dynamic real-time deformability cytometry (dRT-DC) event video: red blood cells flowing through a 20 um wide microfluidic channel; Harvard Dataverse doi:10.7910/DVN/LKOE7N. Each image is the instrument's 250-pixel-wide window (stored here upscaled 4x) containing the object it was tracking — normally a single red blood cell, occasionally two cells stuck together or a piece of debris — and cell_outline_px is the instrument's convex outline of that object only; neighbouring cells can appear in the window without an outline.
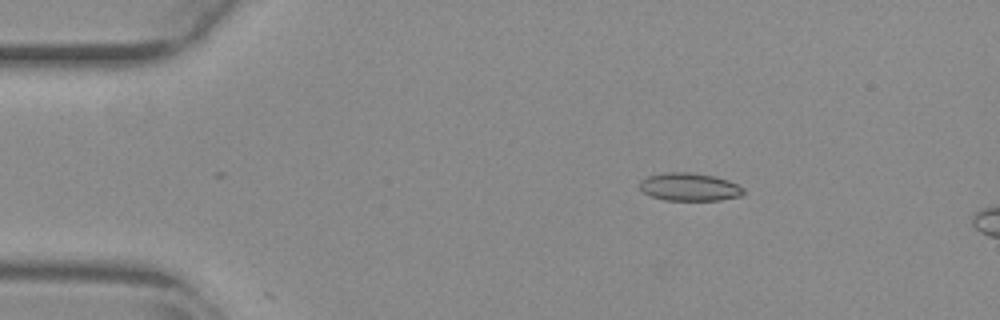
{"species": "common noctule bat (a hibernating species)", "species_latin": "Nyctalus noctula", "temperature_condition": "warm", "stored_images_in_passage": 6, "camera_frame_rate_fps": 3000, "um_per_image_px": 0.085, "animal": {"sex": "female", "body_mass_g": 29.2, "forearm_length_mm": 56.3}, "frame": {"image": 1, "passage_image": 1, "time_ms": 0.0, "image_size_px": [1000, 320], "cell_outline_px": [[744, 192], [740, 196], [720, 200], [664, 200], [652, 196], [644, 192], [640, 188], [640, 180], [648, 176], [668, 172], [688, 172], [716, 176], [728, 180], [744, 188]], "centroid_in_image_um": [58.61, 15.89], "position_along_channel_um": 26.4, "area_um2": 16.82}}